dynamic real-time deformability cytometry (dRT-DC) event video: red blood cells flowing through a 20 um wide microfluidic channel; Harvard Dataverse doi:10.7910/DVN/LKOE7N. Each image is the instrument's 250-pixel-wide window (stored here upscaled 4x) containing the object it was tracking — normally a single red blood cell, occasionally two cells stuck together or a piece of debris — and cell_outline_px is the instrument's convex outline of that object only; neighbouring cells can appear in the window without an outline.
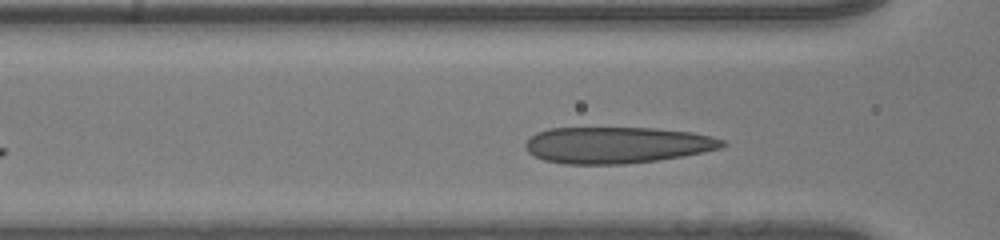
{"species": "human", "species_latin": "Homo sapiens", "temperature_condition": "room temperature", "stored_images_in_passage": 29, "camera_frame_rate_fps": 3000, "um_per_image_px": 0.085, "donor": {"sex": "male"}, "frame": {"image": 1, "passage_image": 6, "time_ms": 1.667, "image_size_px": [1000, 240], "cell_outline_px": [[728, 144], [720, 148], [680, 156], [656, 160], [624, 164], [564, 164], [544, 160], [528, 152], [524, 148], [524, 144], [536, 132], [548, 128], [656, 128], [692, 132], [712, 136], [724, 140]], "centroid_in_image_um": [52.42, 12.32], "position_along_channel_um": 114.2, "area_um2": 41.73}}
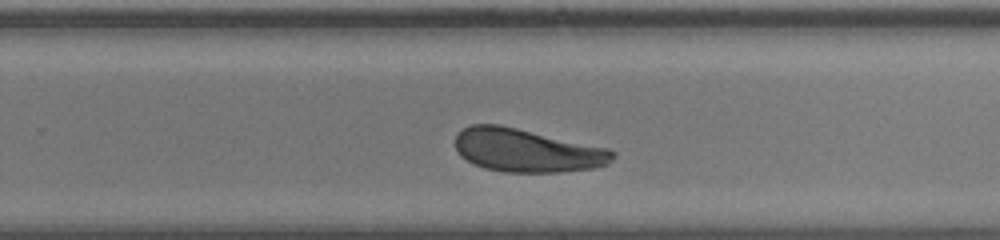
{"frame": {"image": 2, "passage_image": 19, "time_ms": 6.0, "image_size_px": [1000, 240], "cell_outline_px": [[616, 156], [608, 164], [596, 168], [560, 172], [504, 172], [484, 168], [472, 164], [460, 156], [456, 148], [456, 132], [472, 124], [500, 124], [608, 148], [616, 152]], "centroid_in_image_um": [44.78, 12.79], "position_along_channel_um": 285.0, "area_um2": 40.0}}
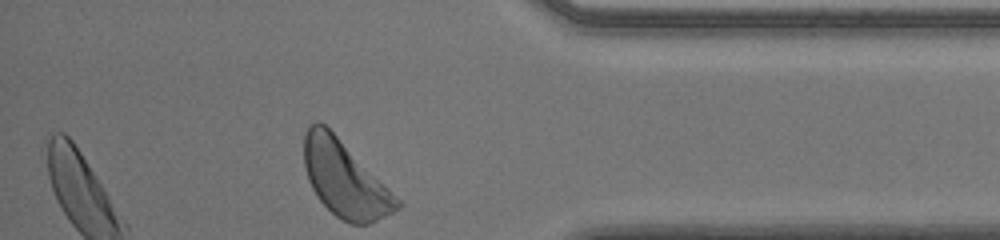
{"frame": {"image": 3, "passage_image": 29, "time_ms": 9.333, "image_size_px": [1000, 240], "cell_outline_px": [[400, 208], [372, 224], [352, 224], [336, 216], [316, 196], [308, 180], [304, 164], [304, 136], [308, 128], [316, 120], [324, 124], [400, 200]], "centroid_in_image_um": [29.29, 15.25], "position_along_channel_um": 405.9, "area_um2": 40.11}, "authors_computed_cell_mechanics": {"area_um2": 40.46, "velocity_mm_per_s": 3.9601, "shape_relaxation_time_tau1_ms": 3.0342, "shape_relaxation_time_tau2_ms": 2.7246, "deformation_change_tau1": 0.1313, "deformation_change_tau2": 0.0546}}